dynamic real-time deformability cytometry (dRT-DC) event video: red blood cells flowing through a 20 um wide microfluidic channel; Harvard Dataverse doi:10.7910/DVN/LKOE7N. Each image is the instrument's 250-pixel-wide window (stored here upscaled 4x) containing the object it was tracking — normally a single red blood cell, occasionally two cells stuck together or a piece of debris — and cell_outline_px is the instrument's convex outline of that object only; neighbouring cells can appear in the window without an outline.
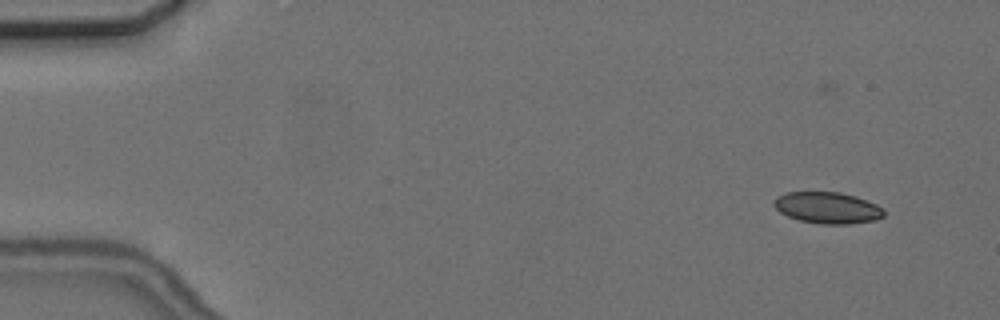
{"species": "common noctule bat (a hibernating species)", "species_latin": "Nyctalus noctula", "temperature_condition": "cold", "stored_images_in_passage": 6, "camera_frame_rate_fps": 3000, "um_per_image_px": 0.085, "animal": {"sex": "female", "body_mass_g": 24.6, "forearm_length_mm": 56.2}, "frame": {"image": 1, "passage_image": 1, "time_ms": 0.0, "image_size_px": [1000, 320], "cell_outline_px": [[884, 216], [876, 220], [848, 224], [820, 224], [800, 220], [788, 216], [780, 212], [772, 204], [772, 200], [776, 196], [788, 192], [840, 192], [856, 196], [868, 200], [884, 208]], "centroid_in_image_um": [70.34, 17.65], "position_along_channel_um": 14.7, "area_um2": 20.35}}